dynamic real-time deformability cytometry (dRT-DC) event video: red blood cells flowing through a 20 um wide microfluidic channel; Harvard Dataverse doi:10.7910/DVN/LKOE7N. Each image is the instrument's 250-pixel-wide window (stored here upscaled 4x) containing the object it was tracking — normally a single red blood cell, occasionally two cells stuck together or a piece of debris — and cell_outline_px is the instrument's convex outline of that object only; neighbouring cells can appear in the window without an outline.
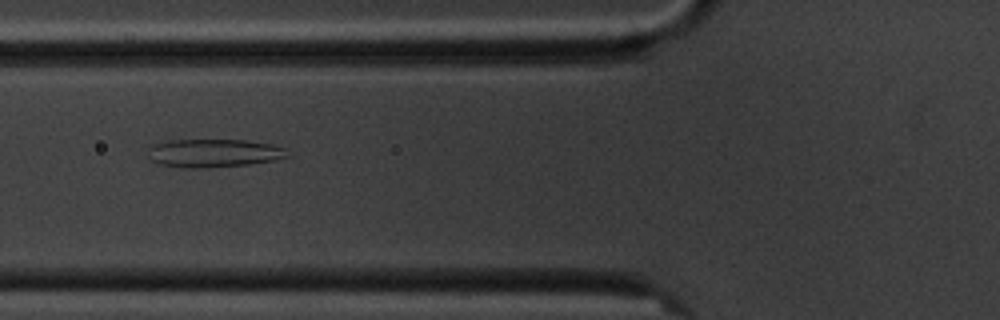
{"species": "common noctule bat (a hibernating species)", "species_latin": "Nyctalus noctula", "temperature_condition": "cold", "stored_images_in_passage": 9, "camera_frame_rate_fps": 3000, "um_per_image_px": 0.085, "animal": {"sex": "male", "body_mass_g": 20.1, "forearm_length_mm": 53.5}, "frame": {"image": 1, "passage_image": 7, "time_ms": 6.667, "image_size_px": [1000, 320], "cell_outline_px": [[288, 156], [276, 160], [248, 164], [196, 168], [184, 168], [156, 164], [148, 160], [148, 144], [168, 140], [248, 140], [272, 144], [284, 148]], "centroid_in_image_um": [18.06, 13.01], "position_along_channel_um": 107.7, "area_um2": 23.24}}